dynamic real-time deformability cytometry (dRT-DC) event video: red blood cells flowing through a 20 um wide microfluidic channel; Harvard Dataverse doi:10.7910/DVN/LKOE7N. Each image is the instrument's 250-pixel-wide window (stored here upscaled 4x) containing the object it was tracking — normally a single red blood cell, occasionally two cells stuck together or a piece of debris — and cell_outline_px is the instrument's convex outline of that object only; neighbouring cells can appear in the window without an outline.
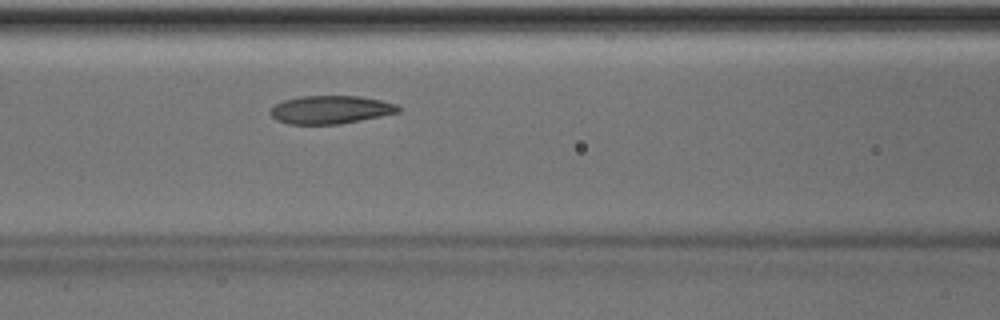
{"species": "Egyptian fruit bat (a non-hibernating species)", "species_latin": "Rousettus aegyptiacus", "temperature_condition": "room temperature", "stored_images_in_passage": 37, "camera_frame_rate_fps": 3000, "um_per_image_px": 0.085, "animal": {"sex": "male"}, "frame": {"image": 1, "passage_image": 8, "time_ms": 2.333, "image_size_px": [1000, 320], "cell_outline_px": [[400, 112], [340, 124], [288, 124], [276, 120], [272, 116], [272, 108], [276, 104], [284, 100], [300, 96], [360, 96], [380, 100], [396, 104], [400, 108]], "centroid_in_image_um": [28.11, 9.32], "position_along_channel_um": 138.5, "area_um2": 20.81}}
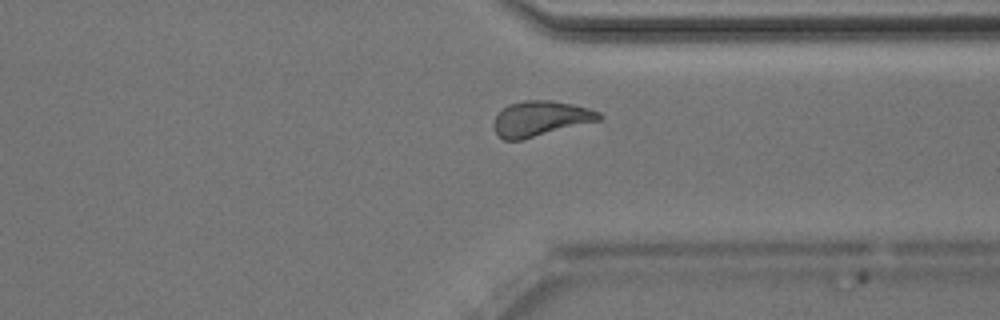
{"frame": {"image": 2, "passage_image": 25, "time_ms": 8.0, "image_size_px": [1000, 320], "cell_outline_px": [[604, 116], [600, 120], [520, 140], [504, 140], [496, 136], [492, 124], [496, 116], [508, 104], [524, 100], [548, 100], [572, 104], [588, 108], [600, 112]], "centroid_in_image_um": [45.91, 10.08], "position_along_channel_um": 365.5, "area_um2": 21.56}}
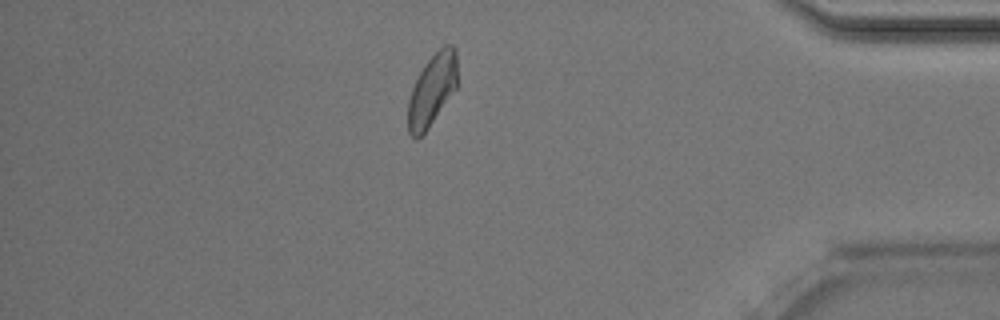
{"frame": {"image": 3, "passage_image": 30, "time_ms": 9.667, "image_size_px": [1000, 320], "cell_outline_px": [[456, 88], [428, 128], [416, 140], [408, 132], [408, 100], [412, 88], [424, 64], [444, 44], [452, 44], [456, 48]], "centroid_in_image_um": [36.72, 7.63], "position_along_channel_um": 398.5, "area_um2": 20.35}, "authors_computed_cell_mechanics": {"area_um2": 21.3282, "velocity_mm_per_s": 4.0135, "shape_relaxation_time_tau1_ms": 3.3319, "shape_relaxation_time_tau2_ms": 3.2471, "deformation_change_tau1": 0.108, "deformation_change_tau2": 0.0817}}